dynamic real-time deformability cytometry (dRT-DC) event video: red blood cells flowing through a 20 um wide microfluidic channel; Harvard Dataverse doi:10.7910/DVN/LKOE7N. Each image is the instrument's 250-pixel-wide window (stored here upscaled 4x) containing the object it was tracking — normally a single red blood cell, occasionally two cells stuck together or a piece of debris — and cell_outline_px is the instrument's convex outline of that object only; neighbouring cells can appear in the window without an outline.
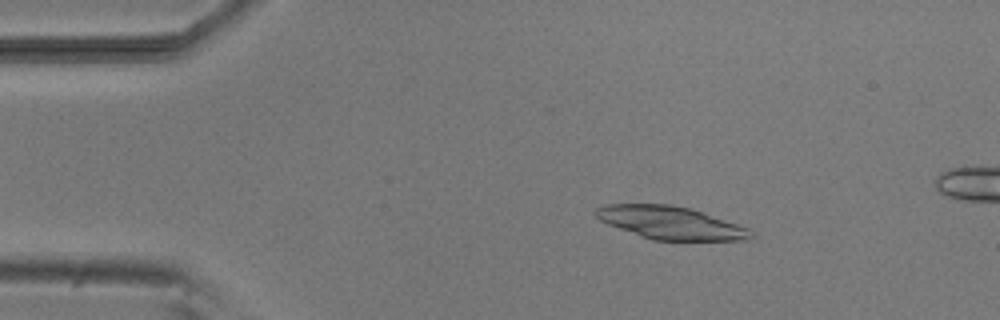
{"species": "common noctule bat (a hibernating species)", "species_latin": "Nyctalus noctula", "temperature_condition": "room temperature", "stored_images_in_passage": 5, "camera_frame_rate_fps": 3000, "um_per_image_px": 0.085, "animal": {"sex": "male", "body_mass_g": 20.5, "forearm_length_mm": 52.5}, "frame": {"image": 1, "passage_image": 3, "time_ms": 2.333, "image_size_px": [1000, 320], "cell_outline_px": [[756, 236], [748, 240], [652, 240], [640, 236], [608, 224], [600, 220], [592, 212], [596, 208], [604, 204], [672, 204], [692, 208], [748, 228]], "centroid_in_image_um": [56.99, 18.93], "position_along_channel_um": 28.0, "area_um2": 29.77}}